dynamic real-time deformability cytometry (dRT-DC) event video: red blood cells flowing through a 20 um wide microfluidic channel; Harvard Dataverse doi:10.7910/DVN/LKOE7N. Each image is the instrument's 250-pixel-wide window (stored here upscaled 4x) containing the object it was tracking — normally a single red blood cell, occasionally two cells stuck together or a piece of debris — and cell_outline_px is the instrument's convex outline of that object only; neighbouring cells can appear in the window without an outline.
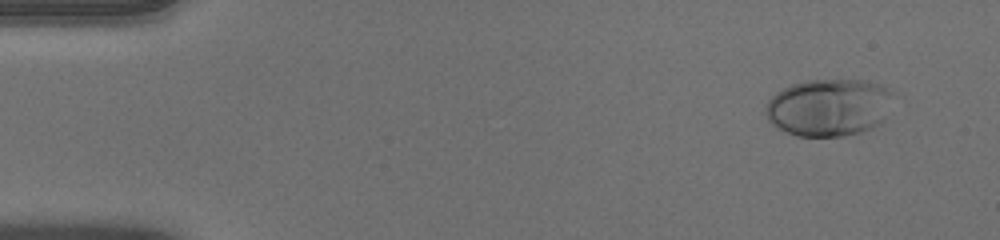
{"species": "human", "species_latin": "Homo sapiens", "temperature_condition": "warm", "stored_images_in_passage": 49, "camera_frame_rate_fps": 3000, "um_per_image_px": 0.085, "donor": {"sex": "male"}, "frame": {"image": 1, "passage_image": 1, "time_ms": 0.0, "image_size_px": [1000, 240], "cell_outline_px": [[892, 92], [880, 120], [876, 124], [860, 132], [844, 136], [796, 136], [772, 124], [768, 120], [768, 100], [776, 92], [792, 84], [808, 80], [864, 80], [880, 84], [888, 88]], "centroid_in_image_um": [70.4, 9.11], "position_along_channel_um": 14.6, "area_um2": 41.62}}
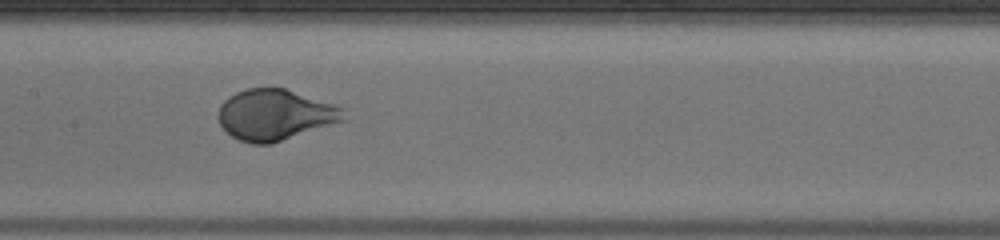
{"frame": {"image": 2, "passage_image": 23, "time_ms": 7.333, "image_size_px": [1000, 240], "cell_outline_px": [[344, 120], [272, 144], [252, 144], [240, 140], [232, 136], [220, 124], [216, 116], [220, 104], [228, 96], [236, 92], [248, 88], [284, 88], [344, 108]], "centroid_in_image_um": [23.32, 9.76], "position_along_channel_um": 184.1, "area_um2": 36.93}}
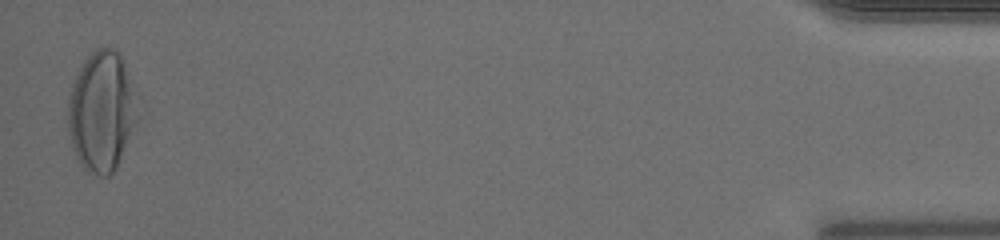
{"frame": {"image": 3, "passage_image": 48, "time_ms": 15.667, "image_size_px": [1000, 240], "cell_outline_px": [[140, 116], [116, 168], [108, 176], [100, 176], [84, 168], [76, 156], [72, 148], [68, 132], [68, 96], [72, 80], [76, 72], [84, 60], [96, 48], [112, 48], [120, 56], [140, 96]], "centroid_in_image_um": [8.67, 9.45], "position_along_channel_um": 426.5, "area_um2": 49.65}, "authors_computed_cell_mechanics": {"area_um2": 37.9168, "velocity_mm_per_s": 3.9734, "shape_relaxation_time_tau1_ms": 2.5142, "shape_relaxation_time_tau2_ms": null, "deformation_change_tau1": 0.2238, "deformation_change_tau2": null}}